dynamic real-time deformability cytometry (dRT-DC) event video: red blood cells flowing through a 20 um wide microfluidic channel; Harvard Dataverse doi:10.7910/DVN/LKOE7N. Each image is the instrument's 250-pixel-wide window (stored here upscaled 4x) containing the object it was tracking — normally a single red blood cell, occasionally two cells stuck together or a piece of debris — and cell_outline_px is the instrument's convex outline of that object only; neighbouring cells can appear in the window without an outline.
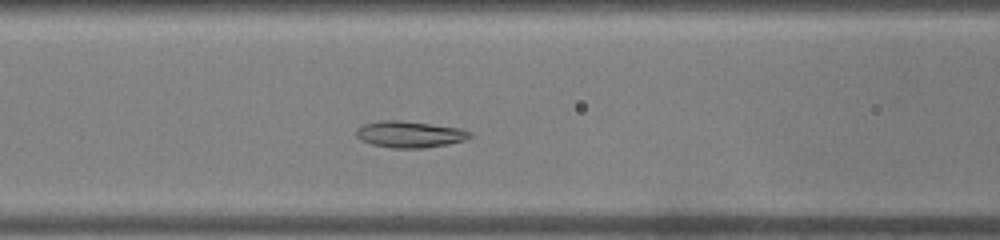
{"species": "common noctule bat (a hibernating species)", "species_latin": "Nyctalus noctula", "temperature_condition": "warm", "stored_images_in_passage": 22, "camera_frame_rate_fps": 3000, "um_per_image_px": 0.085, "animal": {"sex": "male", "body_mass_g": 19.0, "forearm_length_mm": 50.8}, "frame": {"image": 1, "passage_image": 12, "time_ms": 3.667, "image_size_px": [1000, 240], "cell_outline_px": [[472, 136], [464, 140], [448, 144], [424, 148], [392, 148], [372, 144], [360, 140], [356, 136], [356, 128], [364, 124], [380, 120], [396, 120], [460, 128], [472, 132]], "centroid_in_image_um": [34.8, 11.42], "position_along_channel_um": 131.8, "area_um2": 17.46}}
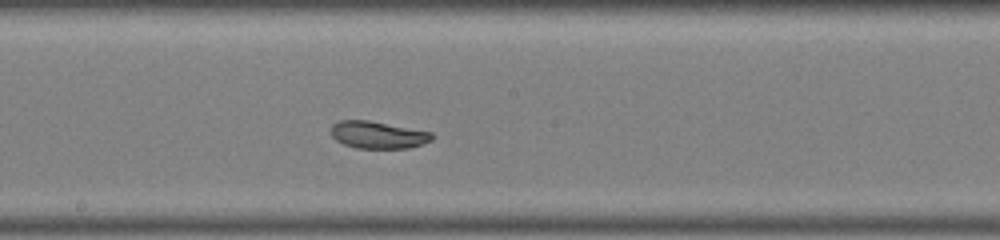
{"frame": {"image": 2, "passage_image": 18, "time_ms": 5.667, "image_size_px": [1000, 240], "cell_outline_px": [[436, 136], [432, 140], [408, 148], [356, 148], [344, 144], [336, 140], [332, 136], [332, 124], [340, 120], [368, 120], [432, 132]], "centroid_in_image_um": [32.14, 11.46], "position_along_channel_um": 216.1, "area_um2": 15.95}}
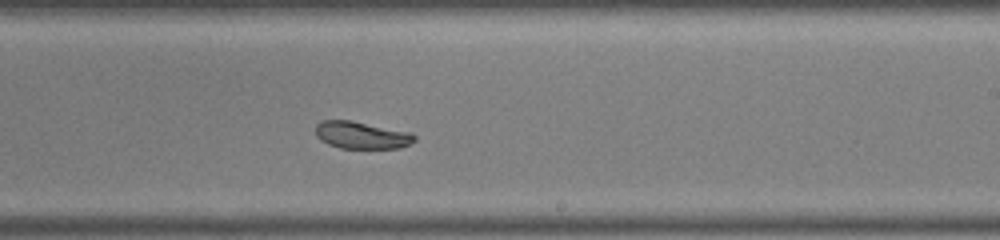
{"frame": {"image": 3, "passage_image": 21, "time_ms": 6.667, "image_size_px": [1000, 240], "cell_outline_px": [[416, 140], [400, 148], [340, 148], [328, 144], [320, 140], [316, 136], [316, 124], [320, 120], [352, 120], [412, 132], [416, 136]], "centroid_in_image_um": [30.73, 11.47], "position_along_channel_um": 258.3, "area_um2": 15.9}}